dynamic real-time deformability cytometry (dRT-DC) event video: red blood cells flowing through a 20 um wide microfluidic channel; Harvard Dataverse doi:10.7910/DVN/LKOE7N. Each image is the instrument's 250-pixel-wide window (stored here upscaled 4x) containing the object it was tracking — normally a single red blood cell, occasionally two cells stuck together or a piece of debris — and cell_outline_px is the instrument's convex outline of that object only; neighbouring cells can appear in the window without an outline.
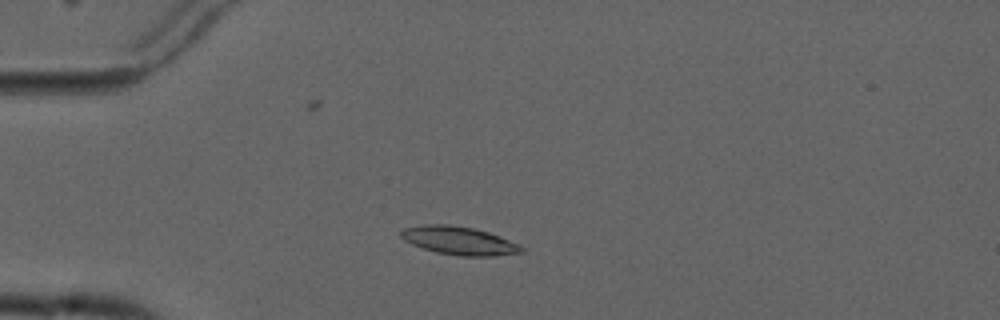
{"species": "common noctule bat (a hibernating species)", "species_latin": "Nyctalus noctula", "temperature_condition": "cold", "stored_images_in_passage": 6, "camera_frame_rate_fps": 3000, "um_per_image_px": 0.085, "animal": {"sex": "male", "forearm_length_mm": 52.5}, "frame": {"image": 1, "passage_image": 3, "time_ms": 2.667, "image_size_px": [1000, 320], "cell_outline_px": [[524, 252], [492, 256], [460, 256], [436, 252], [412, 244], [404, 240], [400, 236], [400, 232], [404, 228], [420, 224], [448, 224], [472, 228], [488, 232], [500, 236], [520, 244], [524, 248]], "centroid_in_image_um": [39.03, 20.45], "position_along_channel_um": 46.0, "area_um2": 19.88}}
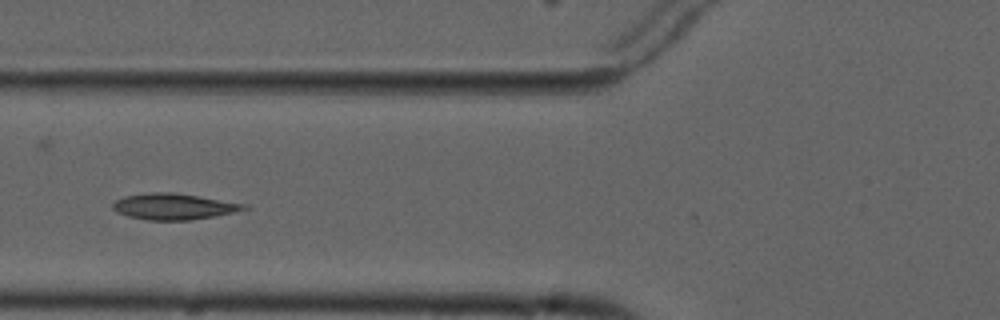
{"frame": {"image": 2, "passage_image": 5, "time_ms": 5.0, "image_size_px": [1000, 320], "cell_outline_px": [[252, 208], [216, 216], [192, 220], [148, 220], [128, 216], [116, 212], [112, 208], [112, 204], [116, 200], [124, 196], [148, 192], [172, 192], [248, 204]], "centroid_in_image_um": [14.79, 17.55], "position_along_channel_um": 111.0, "area_um2": 20.11}}